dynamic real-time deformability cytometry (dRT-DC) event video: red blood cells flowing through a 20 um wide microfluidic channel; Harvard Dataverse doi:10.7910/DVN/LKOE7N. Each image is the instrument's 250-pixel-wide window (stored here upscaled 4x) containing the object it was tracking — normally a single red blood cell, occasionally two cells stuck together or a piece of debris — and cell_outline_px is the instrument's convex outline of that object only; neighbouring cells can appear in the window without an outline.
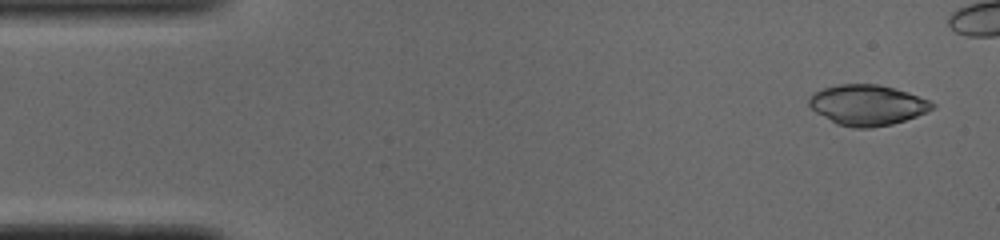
{"species": "common noctule bat (a hibernating species)", "species_latin": "Nyctalus noctula", "temperature_condition": "cold", "stored_images_in_passage": 41, "camera_frame_rate_fps": 3000, "um_per_image_px": 0.085, "animal": {"sex": "male", "body_mass_g": 19.0, "forearm_length_mm": 50.8}, "frame": {"image": 1, "passage_image": 2, "time_ms": 0.333, "image_size_px": [1000, 240], "cell_outline_px": [[936, 108], [928, 112], [892, 124], [868, 128], [852, 128], [836, 124], [816, 112], [808, 104], [808, 100], [816, 92], [824, 88], [840, 84], [876, 84], [908, 92], [928, 100], [936, 104]], "centroid_in_image_um": [73.75, 8.94], "position_along_channel_um": 11.3, "area_um2": 28.9}}
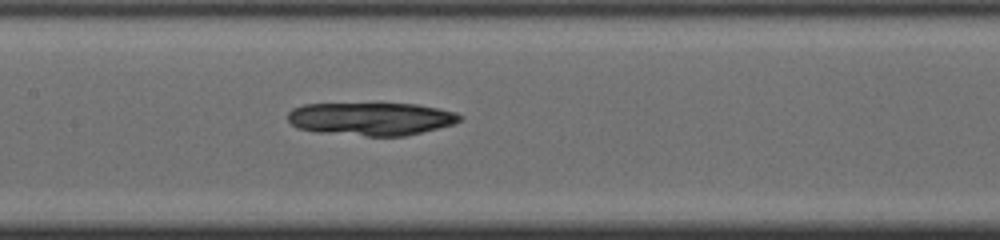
{"frame": {"image": 2, "passage_image": 23, "time_ms": 7.333, "image_size_px": [1000, 240], "cell_outline_px": [[464, 116], [460, 120], [452, 124], [404, 136], [368, 136], [320, 132], [296, 128], [288, 120], [288, 112], [292, 108], [304, 104], [416, 104], [440, 108], [456, 112]], "centroid_in_image_um": [31.53, 10.09], "position_along_channel_um": 175.9, "area_um2": 32.89}}
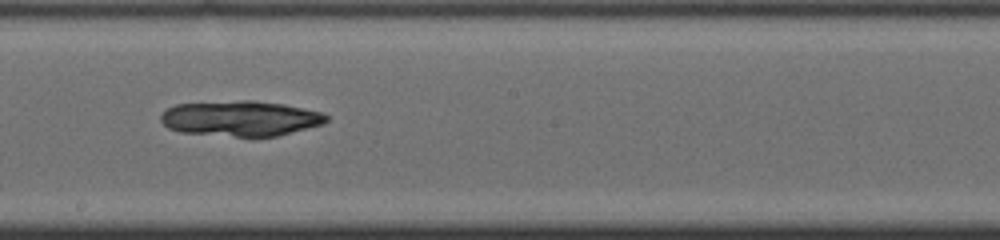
{"frame": {"image": 3, "passage_image": 27, "time_ms": 8.667, "image_size_px": [1000, 240], "cell_outline_px": [[328, 120], [324, 124], [276, 136], [236, 136], [180, 132], [168, 128], [160, 120], [160, 116], [168, 108], [176, 104], [240, 100], [252, 100], [284, 104], [320, 112], [328, 116]], "centroid_in_image_um": [20.44, 10.06], "position_along_channel_um": 227.8, "area_um2": 33.87}}